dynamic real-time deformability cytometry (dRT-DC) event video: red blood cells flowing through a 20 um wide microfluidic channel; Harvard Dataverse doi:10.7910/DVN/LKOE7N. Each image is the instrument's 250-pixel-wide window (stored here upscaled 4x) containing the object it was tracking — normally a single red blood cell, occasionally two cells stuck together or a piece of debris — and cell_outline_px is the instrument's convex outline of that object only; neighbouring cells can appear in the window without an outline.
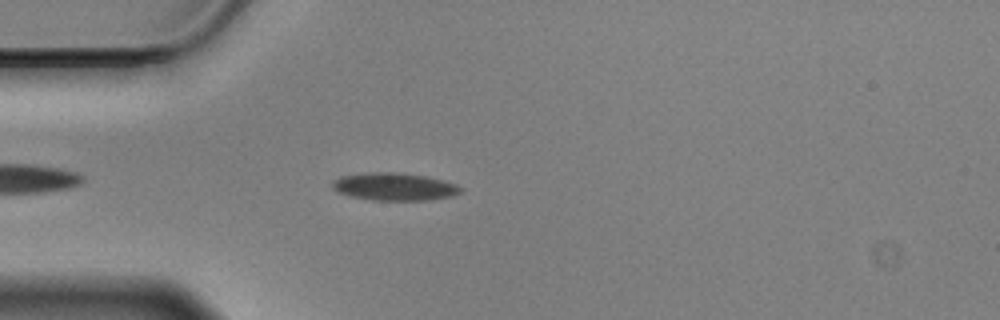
{"species": "Egyptian fruit bat (a non-hibernating species)", "species_latin": "Rousettus aegyptiacus", "temperature_condition": "cold", "stored_images_in_passage": 47, "camera_frame_rate_fps": 3000, "um_per_image_px": 0.085, "animal": {"sex": "male"}, "frame": {"image": 1, "passage_image": 5, "time_ms": 1.333, "image_size_px": [1000, 320], "cell_outline_px": [[464, 188], [460, 192], [452, 196], [428, 200], [372, 200], [352, 196], [336, 192], [332, 188], [332, 180], [340, 176], [368, 172], [396, 172], [428, 176], [456, 184]], "centroid_in_image_um": [33.5, 15.86], "position_along_channel_um": 51.5, "area_um2": 20.81}}
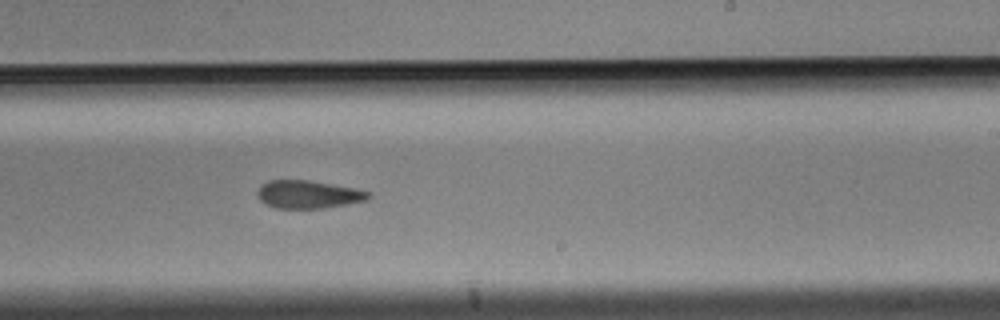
{"frame": {"image": 2, "passage_image": 24, "time_ms": 7.667, "image_size_px": [1000, 320], "cell_outline_px": [[372, 196], [368, 200], [320, 208], [276, 208], [264, 204], [256, 196], [256, 192], [260, 184], [268, 180], [308, 180], [356, 188], [372, 192]], "centroid_in_image_um": [26.17, 16.51], "position_along_channel_um": 262.8, "area_um2": 18.26}}
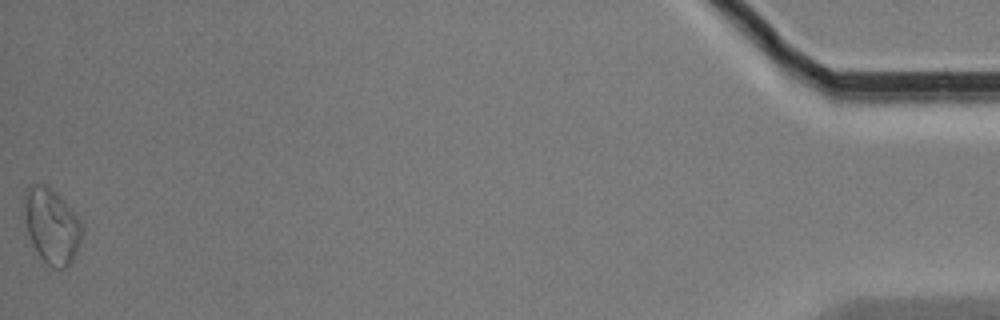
{"frame": {"image": 3, "passage_image": 47, "time_ms": 15.333, "image_size_px": [1000, 320], "cell_outline_px": [[84, 232], [76, 252], [72, 260], [64, 268], [56, 268], [48, 264], [40, 256], [28, 232], [24, 212], [24, 192], [32, 184], [44, 184], [52, 188], [64, 200], [80, 220], [84, 228]], "centroid_in_image_um": [4.42, 19.16], "position_along_channel_um": 430.8, "area_um2": 24.97}, "authors_computed_cell_mechanics": {"area_um2": 19.5364, "velocity_mm_per_s": 3.4673, "shape_relaxation_time_tau1_ms": 4.7218, "shape_relaxation_time_tau2_ms": 5.7932, "deformation_change_tau1": 0.1195, "deformation_change_tau2": 0.1352}}